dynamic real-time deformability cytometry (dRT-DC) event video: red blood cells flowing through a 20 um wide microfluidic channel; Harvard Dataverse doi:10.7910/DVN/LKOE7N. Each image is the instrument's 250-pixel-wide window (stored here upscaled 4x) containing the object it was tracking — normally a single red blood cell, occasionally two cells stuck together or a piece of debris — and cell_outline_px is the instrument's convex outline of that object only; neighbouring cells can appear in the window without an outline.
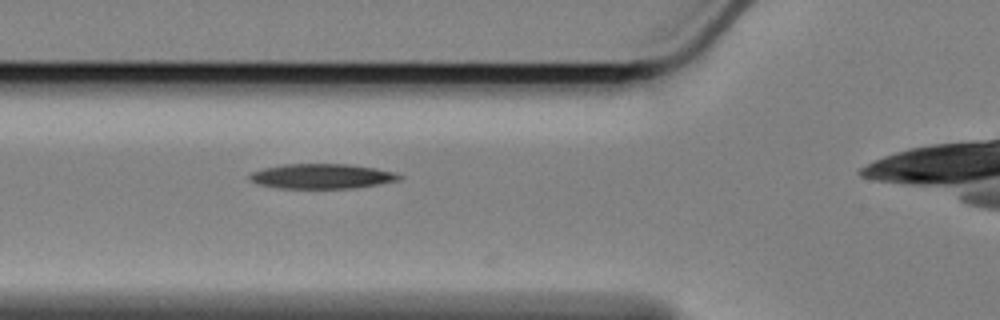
{"species": "Egyptian fruit bat (a non-hibernating species)", "species_latin": "Rousettus aegyptiacus", "temperature_condition": "cold", "stored_images_in_passage": 16, "camera_frame_rate_fps": 3000, "um_per_image_px": 0.085, "animal": {"sex": "female"}, "frame": {"image": 1, "passage_image": 10, "time_ms": 3.0, "image_size_px": [1000, 320], "cell_outline_px": [[404, 176], [400, 180], [380, 184], [356, 188], [280, 188], [256, 184], [248, 180], [248, 176], [252, 172], [264, 168], [284, 164], [348, 164], [376, 168], [396, 172]], "centroid_in_image_um": [27.38, 14.98], "position_along_channel_um": 98.4, "area_um2": 21.91}}
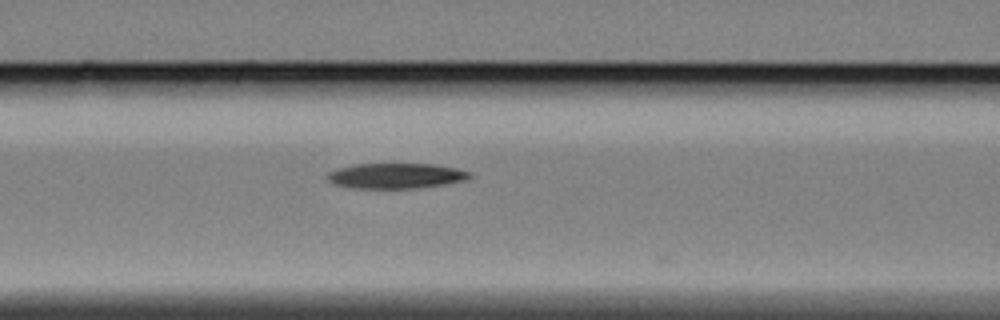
{"frame": {"image": 2, "passage_image": 13, "time_ms": 4.0, "image_size_px": [1000, 320], "cell_outline_px": [[472, 176], [464, 180], [444, 184], [420, 188], [352, 188], [332, 184], [324, 176], [328, 172], [336, 168], [352, 164], [436, 164], [456, 168], [472, 172]], "centroid_in_image_um": [33.6, 14.94], "position_along_channel_um": 133.0, "area_um2": 21.27}}